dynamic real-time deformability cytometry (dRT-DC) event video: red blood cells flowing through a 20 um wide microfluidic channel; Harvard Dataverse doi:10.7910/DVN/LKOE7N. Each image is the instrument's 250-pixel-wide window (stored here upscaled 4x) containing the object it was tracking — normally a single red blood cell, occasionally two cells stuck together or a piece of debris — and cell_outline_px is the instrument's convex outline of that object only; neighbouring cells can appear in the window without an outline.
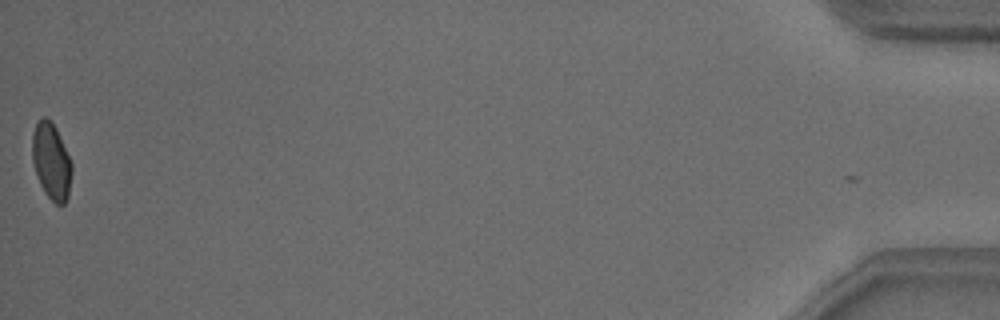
{"species": "common noctule bat (a hibernating species)", "species_latin": "Nyctalus noctula", "temperature_condition": "warm", "stored_images_in_passage": 44, "camera_frame_rate_fps": 3000, "um_per_image_px": 0.085, "animal": {"sex": "male", "body_mass_g": 18.8}, "frame": {"image": 1, "passage_image": 43, "time_ms": 14.0, "image_size_px": [1000, 320], "cell_outline_px": [[72, 172], [68, 196], [64, 204], [56, 204], [44, 192], [40, 184], [32, 160], [32, 132], [36, 124], [44, 116], [56, 128], [72, 164]], "centroid_in_image_um": [4.36, 13.73], "position_along_channel_um": 430.8, "area_um2": 17.34}, "authors_computed_cell_mechanics": {"area_um2": 18.3804, "velocity_mm_per_s": 3.8344, "shape_relaxation_time_tau1_ms": 6.0813, "shape_relaxation_time_tau2_ms": 0.7306, "deformation_change_tau1": 0.1385, "deformation_change_tau2": 0.0562}}